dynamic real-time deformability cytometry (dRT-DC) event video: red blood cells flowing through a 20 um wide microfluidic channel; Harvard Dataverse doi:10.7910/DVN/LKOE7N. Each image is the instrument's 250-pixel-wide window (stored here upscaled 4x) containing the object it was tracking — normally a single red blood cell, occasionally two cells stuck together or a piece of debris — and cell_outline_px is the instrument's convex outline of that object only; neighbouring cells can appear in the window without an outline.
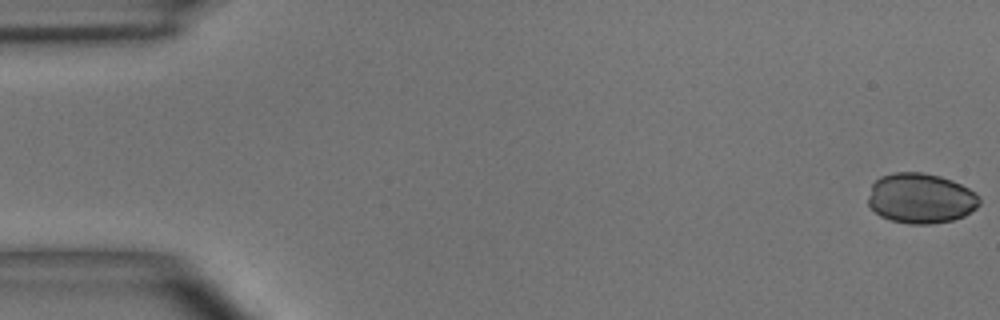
{"species": "common noctule bat (a hibernating species)", "species_latin": "Nyctalus noctula", "temperature_condition": "room temperature", "stored_images_in_passage": 6, "camera_frame_rate_fps": 3000, "um_per_image_px": 0.085, "animal": {"sex": "male", "body_mass_g": 15.6}, "frame": {"image": 1, "passage_image": 1, "time_ms": 0.0, "image_size_px": [1000, 320], "cell_outline_px": [[980, 204], [976, 208], [964, 216], [952, 220], [932, 224], [908, 224], [892, 220], [880, 216], [868, 204], [868, 196], [872, 184], [880, 176], [896, 172], [924, 172], [940, 176], [952, 180], [976, 192], [980, 196]], "centroid_in_image_um": [78.27, 16.85], "position_along_channel_um": 6.7, "area_um2": 32.71}}